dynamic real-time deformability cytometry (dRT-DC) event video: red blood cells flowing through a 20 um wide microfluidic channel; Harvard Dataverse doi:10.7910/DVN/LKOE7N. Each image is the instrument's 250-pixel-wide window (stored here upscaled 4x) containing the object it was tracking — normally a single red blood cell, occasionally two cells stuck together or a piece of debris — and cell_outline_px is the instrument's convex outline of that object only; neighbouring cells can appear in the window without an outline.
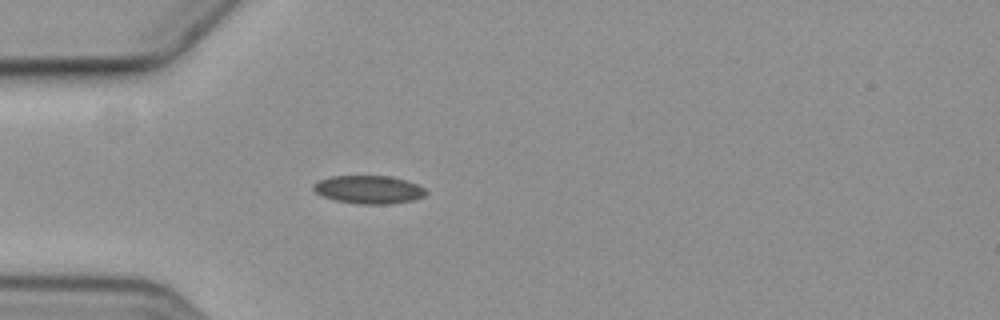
{"species": "common noctule bat (a hibernating species)", "species_latin": "Nyctalus noctula", "temperature_condition": "cold", "stored_images_in_passage": 1, "camera_frame_rate_fps": 3000, "um_per_image_px": 0.085, "animal": {"sex": "female", "body_mass_g": 19.3, "forearm_length_mm": 54.1}, "frame": {"image": 1, "passage_image": 1, "time_ms": 0.0, "image_size_px": [1000, 320], "cell_outline_px": [[428, 192], [424, 196], [412, 200], [388, 204], [356, 204], [336, 200], [324, 196], [316, 192], [312, 188], [312, 184], [320, 180], [332, 176], [392, 176], [416, 184], [424, 188]], "centroid_in_image_um": [31.34, 16.11], "position_along_channel_um": 53.7, "area_um2": 18.32}}